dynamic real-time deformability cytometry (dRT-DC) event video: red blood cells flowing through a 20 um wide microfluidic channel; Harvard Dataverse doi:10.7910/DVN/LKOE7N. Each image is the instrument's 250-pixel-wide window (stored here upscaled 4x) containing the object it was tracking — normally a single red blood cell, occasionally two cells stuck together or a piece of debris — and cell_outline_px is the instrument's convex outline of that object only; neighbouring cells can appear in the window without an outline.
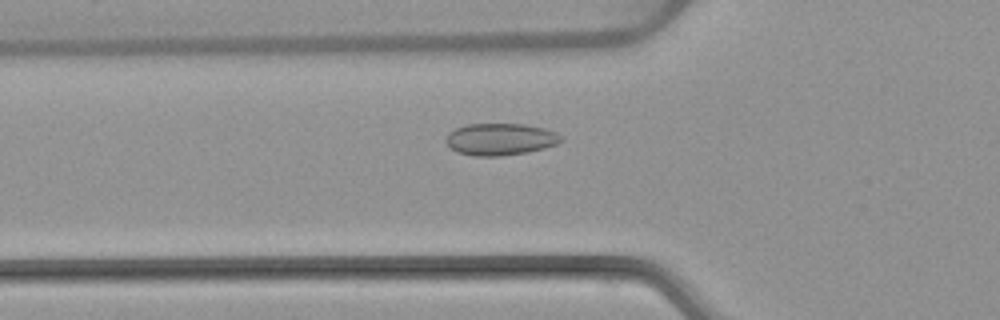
{"species": "common noctule bat (a hibernating species)", "species_latin": "Nyctalus noctula", "temperature_condition": "warm", "stored_images_in_passage": 51, "camera_frame_rate_fps": 3000, "um_per_image_px": 0.085, "animal": {"sex": "female", "body_mass_g": 22.7, "forearm_length_mm": 54.2}, "frame": {"image": 1, "passage_image": 16, "time_ms": 5.0, "image_size_px": [1000, 320], "cell_outline_px": [[564, 140], [556, 144], [544, 148], [528, 152], [500, 156], [472, 156], [456, 152], [444, 140], [448, 132], [456, 128], [468, 124], [524, 124], [544, 128], [556, 132]], "centroid_in_image_um": [42.51, 11.84], "position_along_channel_um": 83.3, "area_um2": 21.5}}
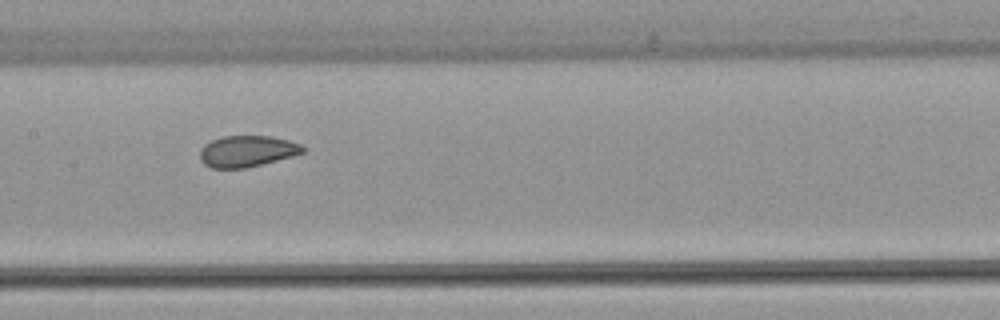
{"frame": {"image": 2, "passage_image": 24, "time_ms": 7.667, "image_size_px": [1000, 320], "cell_outline_px": [[304, 152], [292, 156], [244, 168], [212, 168], [204, 164], [200, 160], [200, 148], [204, 144], [212, 140], [224, 136], [272, 136], [288, 140], [300, 144], [304, 148]], "centroid_in_image_um": [20.96, 12.85], "position_along_channel_um": 186.4, "area_um2": 18.61}}
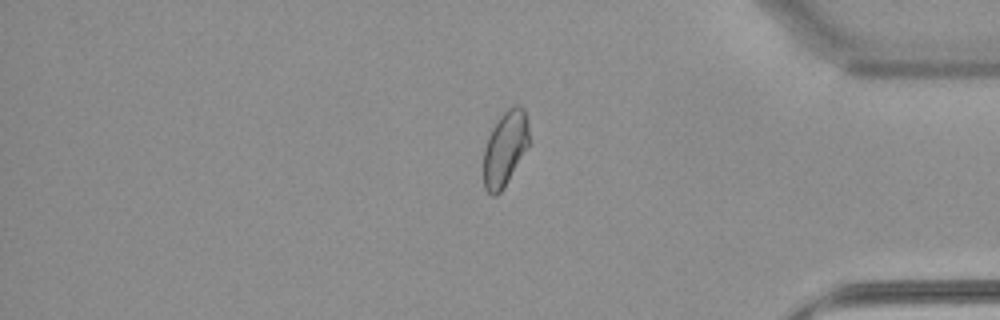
{"frame": {"image": 3, "passage_image": 42, "time_ms": 13.667, "image_size_px": [1000, 320], "cell_outline_px": [[528, 144], [504, 188], [496, 196], [492, 196], [484, 188], [484, 148], [488, 136], [492, 128], [500, 116], [508, 108], [516, 104], [520, 104], [524, 108], [528, 124]], "centroid_in_image_um": [42.91, 12.61], "position_along_channel_um": 392.3, "area_um2": 19.65}, "authors_computed_cell_mechanics": {"area_um2": 20.4034, "velocity_mm_per_s": 3.8462, "shape_relaxation_time_tau1_ms": null, "shape_relaxation_time_tau2_ms": 0.6333, "deformation_change_tau1": null, "deformation_change_tau2": 0.0363}}